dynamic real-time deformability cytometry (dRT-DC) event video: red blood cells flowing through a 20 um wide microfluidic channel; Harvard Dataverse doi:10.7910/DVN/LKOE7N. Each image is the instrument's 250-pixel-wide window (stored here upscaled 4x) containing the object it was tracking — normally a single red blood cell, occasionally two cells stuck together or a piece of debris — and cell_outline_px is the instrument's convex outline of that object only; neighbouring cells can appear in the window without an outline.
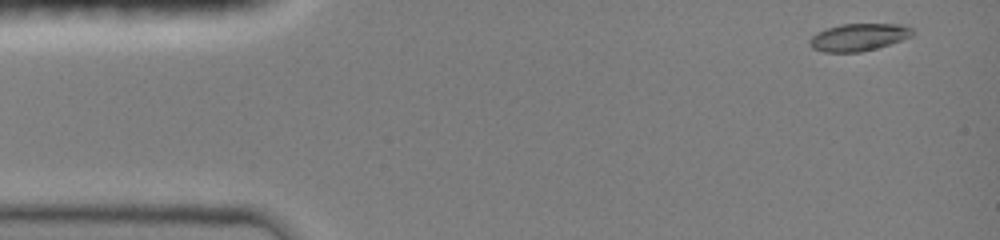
{"species": "common noctule bat (a hibernating species)", "species_latin": "Nyctalus noctula", "temperature_condition": "room temperature", "stored_images_in_passage": 37, "camera_frame_rate_fps": 3000, "um_per_image_px": 0.085, "animal": {"sex": "female", "body_mass_g": 19.0, "forearm_length_mm": 51.5}, "frame": {"image": 1, "passage_image": 1, "time_ms": 0.0, "image_size_px": [1000, 240], "cell_outline_px": [[912, 36], [876, 48], [860, 52], [824, 52], [812, 48], [808, 40], [816, 32], [840, 24], [900, 24], [912, 28]], "centroid_in_image_um": [72.94, 3.16], "position_along_channel_um": 12.1, "area_um2": 16.24}}
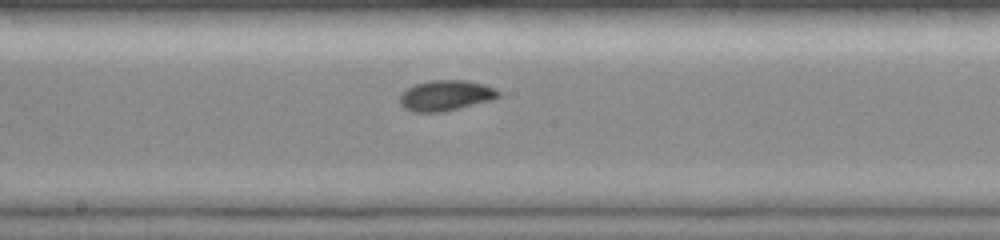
{"frame": {"image": 2, "passage_image": 15, "time_ms": 7.333, "image_size_px": [1000, 240], "cell_outline_px": [[500, 96], [492, 100], [444, 112], [412, 112], [404, 108], [400, 104], [400, 96], [408, 88], [416, 84], [432, 80], [468, 80], [484, 84], [496, 88], [500, 92]], "centroid_in_image_um": [37.92, 8.12], "position_along_channel_um": 210.3, "area_um2": 17.63}}
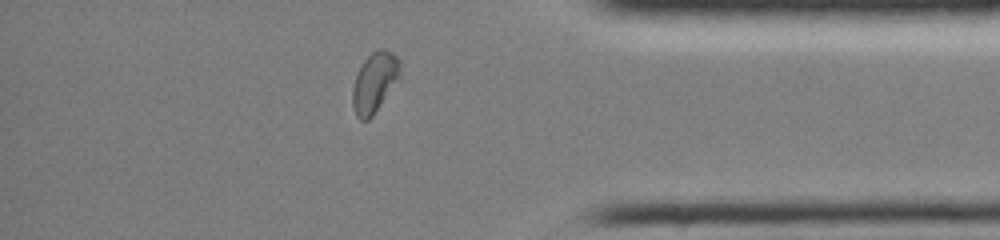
{"frame": {"image": 3, "passage_image": 32, "time_ms": 12.333, "image_size_px": [1000, 240], "cell_outline_px": [[400, 80], [372, 116], [368, 120], [360, 120], [356, 116], [352, 104], [352, 88], [356, 76], [364, 60], [372, 52], [380, 48], [392, 52], [400, 60]], "centroid_in_image_um": [31.86, 7.01], "position_along_channel_um": 403.3, "area_um2": 16.76}, "authors_computed_cell_mechanics": {"area_um2": 16.7042, "velocity_mm_per_s": 4.059, "shape_relaxation_time_tau1_ms": 4.9609, "shape_relaxation_time_tau2_ms": 3.2467, "deformation_change_tau1": 0.1733, "deformation_change_tau2": 0.0508}}